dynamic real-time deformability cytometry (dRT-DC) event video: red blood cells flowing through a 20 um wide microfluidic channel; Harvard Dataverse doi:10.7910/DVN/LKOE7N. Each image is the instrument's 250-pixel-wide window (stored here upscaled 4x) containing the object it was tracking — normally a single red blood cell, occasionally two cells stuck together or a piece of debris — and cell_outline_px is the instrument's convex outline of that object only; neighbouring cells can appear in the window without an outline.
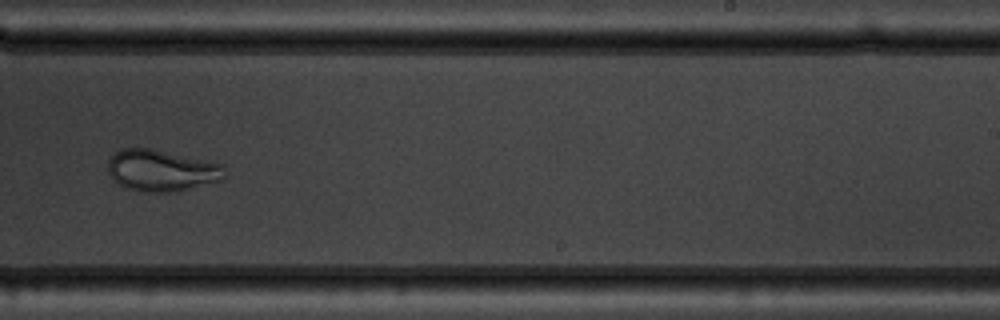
{"species": "common noctule bat (a hibernating species)", "species_latin": "Nyctalus noctula", "temperature_condition": "warm", "stored_images_in_passage": 9, "camera_frame_rate_fps": 3000, "um_per_image_px": 0.085, "animal": {"sex": "male", "body_mass_g": 19.5, "forearm_length_mm": 54.6}, "frame": {"image": 1, "passage_image": 9, "time_ms": 10.0, "image_size_px": [1000, 320], "cell_outline_px": [[224, 176], [220, 180], [180, 192], [140, 192], [124, 188], [112, 180], [108, 172], [108, 160], [120, 148], [152, 148], [224, 164]], "centroid_in_image_um": [13.7, 14.5], "position_along_channel_um": 275.3, "area_um2": 28.67}}